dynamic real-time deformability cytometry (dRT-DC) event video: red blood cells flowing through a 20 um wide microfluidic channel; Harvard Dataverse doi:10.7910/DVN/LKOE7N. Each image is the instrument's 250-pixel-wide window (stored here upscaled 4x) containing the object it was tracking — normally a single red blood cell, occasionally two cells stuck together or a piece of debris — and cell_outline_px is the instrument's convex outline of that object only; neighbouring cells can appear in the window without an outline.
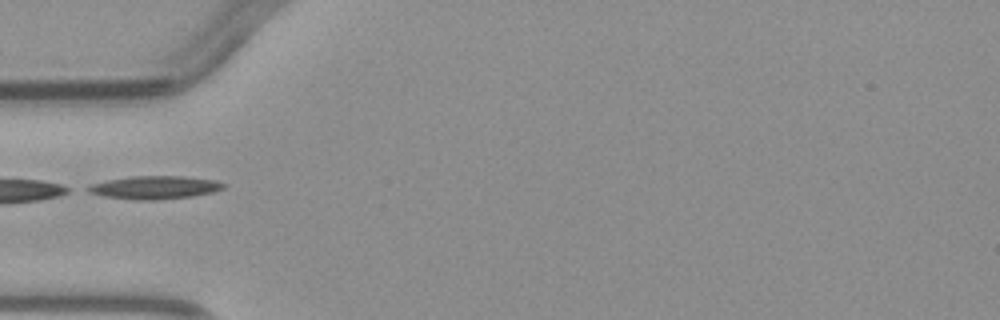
{"species": "common noctule bat (a hibernating species)", "species_latin": "Nyctalus noctula", "temperature_condition": "warm", "stored_images_in_passage": 5, "camera_frame_rate_fps": 3000, "um_per_image_px": 0.085, "animal": {"sex": "male", "body_mass_g": 23.1, "forearm_length_mm": 52.7}, "frame": {"image": 1, "passage_image": 4, "time_ms": 4.333, "image_size_px": [1000, 320], "cell_outline_px": [[224, 188], [212, 192], [192, 196], [152, 200], [136, 200], [104, 196], [88, 192], [84, 188], [92, 184], [108, 180], [132, 176], [184, 176], [212, 180], [224, 184]], "centroid_in_image_um": [13.1, 15.93], "position_along_channel_um": 71.9, "area_um2": 17.98}}
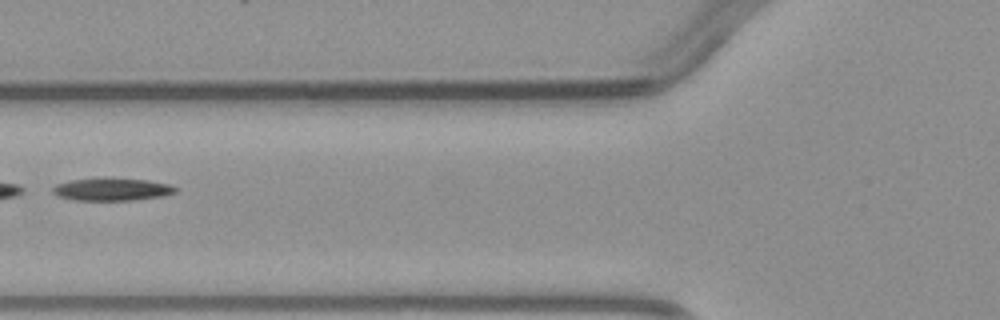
{"frame": {"image": 2, "passage_image": 5, "time_ms": 5.333, "image_size_px": [1000, 320], "cell_outline_px": [[176, 192], [164, 196], [132, 200], [76, 200], [60, 196], [52, 192], [52, 188], [56, 184], [72, 180], [100, 176], [148, 180], [168, 184], [176, 188]], "centroid_in_image_um": [9.51, 16.07], "position_along_channel_um": 116.3, "area_um2": 16.42}}